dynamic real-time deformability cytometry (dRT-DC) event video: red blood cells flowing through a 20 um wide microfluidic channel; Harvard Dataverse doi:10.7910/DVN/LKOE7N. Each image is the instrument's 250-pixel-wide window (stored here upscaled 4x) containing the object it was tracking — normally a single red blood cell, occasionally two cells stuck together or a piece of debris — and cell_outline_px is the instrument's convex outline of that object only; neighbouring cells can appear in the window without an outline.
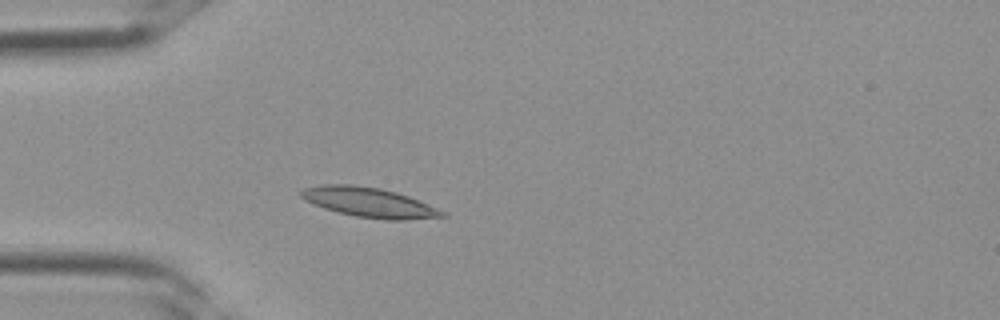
{"species": "Egyptian fruit bat (a non-hibernating species)", "species_latin": "Rousettus aegyptiacus", "temperature_condition": "room temperature", "stored_images_in_passage": 3, "camera_frame_rate_fps": 3000, "um_per_image_px": 0.085, "frame": {"image": 1, "passage_image": 3, "time_ms": 0.667, "image_size_px": [1000, 320], "cell_outline_px": [[448, 216], [404, 220], [384, 220], [356, 216], [324, 208], [300, 196], [300, 192], [304, 188], [320, 184], [352, 184], [380, 188], [396, 192], [408, 196], [436, 208], [444, 212]], "centroid_in_image_um": [31.38, 17.19], "position_along_channel_um": 53.6, "area_um2": 24.1}}